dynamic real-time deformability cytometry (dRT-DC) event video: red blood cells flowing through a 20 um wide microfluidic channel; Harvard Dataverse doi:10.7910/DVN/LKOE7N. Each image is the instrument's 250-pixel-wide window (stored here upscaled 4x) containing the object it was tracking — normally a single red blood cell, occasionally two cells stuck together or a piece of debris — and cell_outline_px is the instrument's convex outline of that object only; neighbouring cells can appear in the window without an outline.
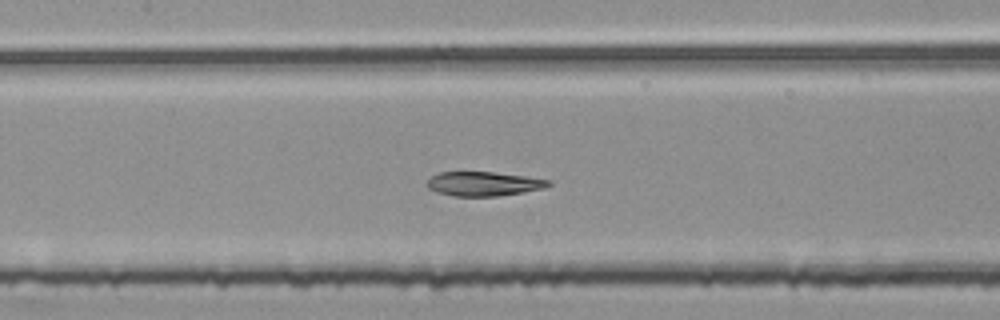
{"species": "common noctule bat (a hibernating species)", "species_latin": "Nyctalus noctula", "temperature_condition": "room temperature", "stored_images_in_passage": 52, "segment_of_instrument_passage": [2, 2], "camera_frame_rate_fps": 3000, "um_per_image_px": 0.085, "animal": {"sex": "female", "body_mass_g": 25.1}, "frame": {"image": 1, "passage_image": 25, "time_ms": 8.0, "image_size_px": [1000, 320], "cell_outline_px": [[552, 184], [544, 188], [500, 196], [452, 196], [428, 188], [424, 184], [432, 176], [440, 172], [492, 172], [524, 176], [552, 180]], "centroid_in_image_um": [41.12, 15.62], "position_along_channel_um": 166.3, "area_um2": 17.11}}
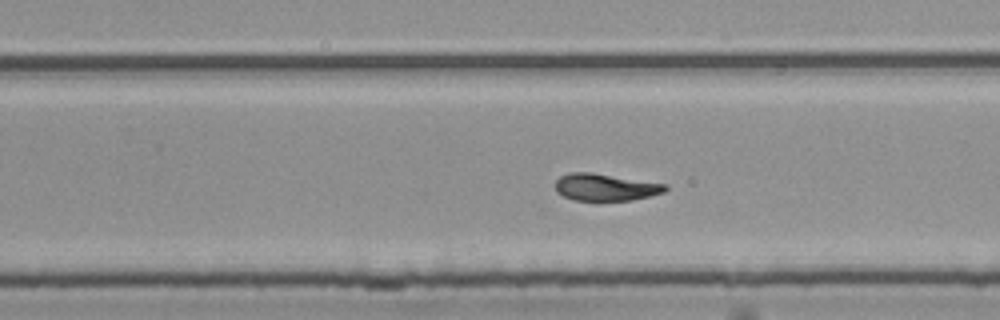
{"frame": {"image": 2, "passage_image": 34, "time_ms": 11.0, "image_size_px": [1000, 320], "cell_outline_px": [[668, 188], [664, 192], [648, 196], [628, 200], [572, 200], [556, 192], [556, 180], [560, 176], [572, 172], [592, 172], [664, 184]], "centroid_in_image_um": [51.4, 15.91], "position_along_channel_um": 278.4, "area_um2": 17.05}}
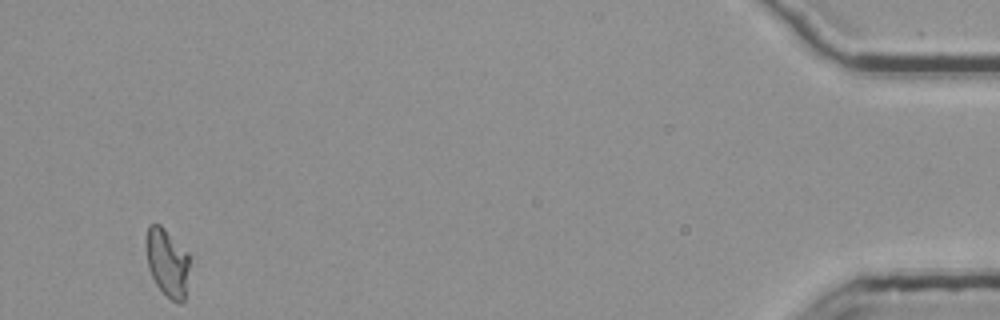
{"frame": {"image": 3, "passage_image": 52, "time_ms": 17.0, "image_size_px": [1000, 320], "cell_outline_px": [[188, 268], [184, 300], [180, 304], [172, 300], [156, 284], [148, 268], [144, 244], [148, 224], [160, 224], [188, 252]], "centroid_in_image_um": [14.17, 22.27], "position_along_channel_um": 421.0, "area_um2": 17.17}}